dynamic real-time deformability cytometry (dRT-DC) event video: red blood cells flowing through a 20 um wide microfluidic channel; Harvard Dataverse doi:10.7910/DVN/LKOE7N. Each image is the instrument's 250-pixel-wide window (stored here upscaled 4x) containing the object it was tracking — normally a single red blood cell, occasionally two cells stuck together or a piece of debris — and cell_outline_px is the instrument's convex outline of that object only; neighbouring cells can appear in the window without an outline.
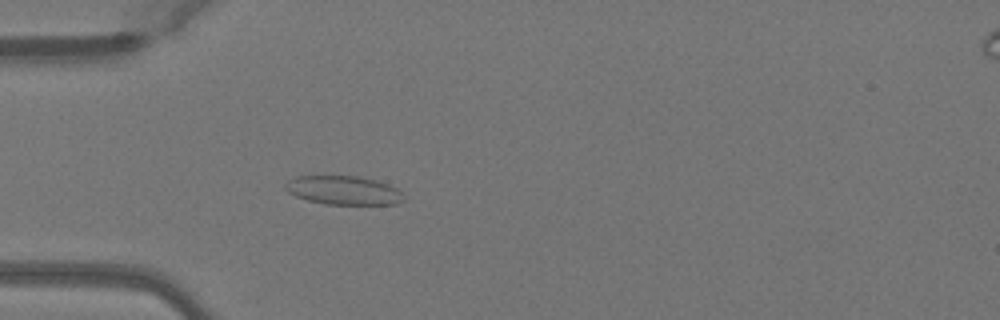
{"species": "Egyptian fruit bat (a non-hibernating species)", "species_latin": "Rousettus aegyptiacus", "temperature_condition": "warm", "stored_images_in_passage": 51, "camera_frame_rate_fps": 3000, "um_per_image_px": 0.085, "animal": {"sex": "female"}, "frame": {"image": 1, "passage_image": 16, "time_ms": 5.0, "image_size_px": [1000, 320], "cell_outline_px": [[404, 200], [396, 204], [324, 204], [308, 200], [296, 196], [288, 192], [284, 188], [284, 184], [288, 180], [296, 176], [356, 176], [376, 180], [388, 184], [396, 188], [404, 196]], "centroid_in_image_um": [29.18, 16.17], "position_along_channel_um": 55.8, "area_um2": 19.83}}
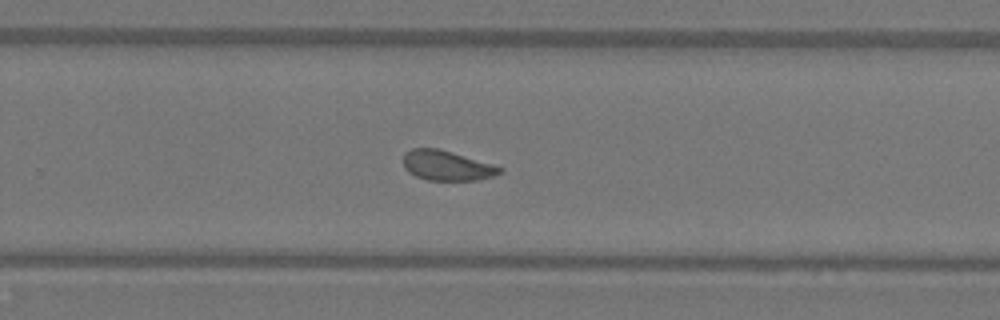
{"frame": {"image": 2, "passage_image": 34, "time_ms": 11.0, "image_size_px": [1000, 320], "cell_outline_px": [[504, 172], [492, 176], [476, 180], [428, 180], [416, 176], [408, 172], [404, 168], [404, 152], [412, 148], [436, 148], [452, 152], [492, 164], [504, 168]], "centroid_in_image_um": [37.97, 14.07], "position_along_channel_um": 291.8, "area_um2": 16.76}}
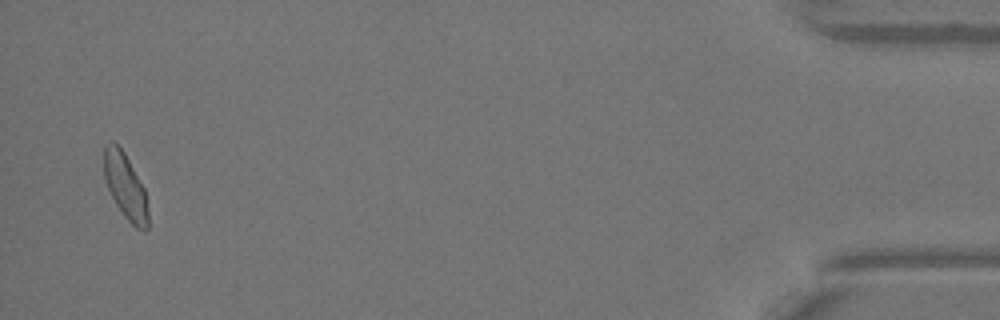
{"frame": {"image": 3, "passage_image": 50, "time_ms": 16.333, "image_size_px": [1000, 320], "cell_outline_px": [[148, 228], [144, 232], [136, 228], [124, 216], [116, 204], [108, 188], [104, 176], [104, 144], [112, 140], [124, 152], [144, 188], [148, 212]], "centroid_in_image_um": [10.65, 15.84], "position_along_channel_um": 424.5, "area_um2": 16.7}, "authors_computed_cell_mechanics": {"area_um2": 17.7446, "velocity_mm_per_s": 4.0459, "shape_relaxation_time_tau1_ms": 8.6739, "shape_relaxation_time_tau2_ms": 0.9826, "deformation_change_tau1": 0.1777, "deformation_change_tau2": 0.0693}}